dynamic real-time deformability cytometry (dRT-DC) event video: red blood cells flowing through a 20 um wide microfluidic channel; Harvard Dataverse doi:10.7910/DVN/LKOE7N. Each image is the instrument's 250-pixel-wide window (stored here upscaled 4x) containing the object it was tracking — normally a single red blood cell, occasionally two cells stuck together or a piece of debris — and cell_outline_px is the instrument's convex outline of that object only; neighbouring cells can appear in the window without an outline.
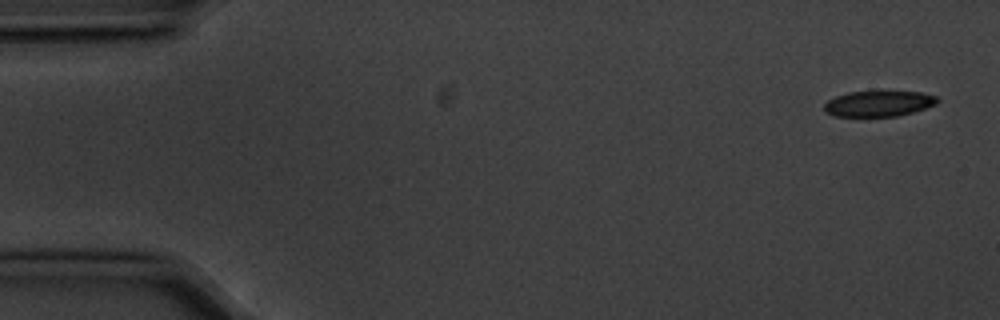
{"species": "common noctule bat (a hibernating species)", "species_latin": "Nyctalus noctula", "temperature_condition": "cold", "stored_images_in_passage": 6, "camera_frame_rate_fps": 3000, "um_per_image_px": 0.085, "animal": {"sex": "male", "body_mass_g": 20.1, "forearm_length_mm": 53.5}, "frame": {"image": 1, "passage_image": 1, "time_ms": 0.0, "image_size_px": [1000, 320], "cell_outline_px": [[940, 100], [936, 104], [912, 112], [896, 116], [836, 116], [824, 112], [824, 104], [828, 100], [836, 96], [848, 92], [920, 92], [936, 96]], "centroid_in_image_um": [74.66, 8.81], "position_along_channel_um": 10.3, "area_um2": 16.7}}
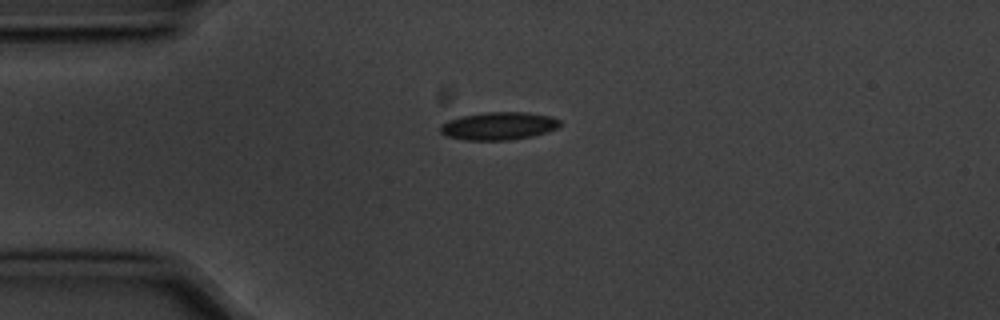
{"frame": {"image": 2, "passage_image": 4, "time_ms": 1.0, "image_size_px": [1000, 320], "cell_outline_px": [[560, 124], [556, 128], [548, 132], [532, 136], [508, 140], [468, 140], [444, 136], [440, 132], [440, 124], [448, 120], [460, 116], [484, 112], [528, 112], [552, 116], [560, 120]], "centroid_in_image_um": [42.37, 10.7], "position_along_channel_um": 42.6, "area_um2": 19.59}}